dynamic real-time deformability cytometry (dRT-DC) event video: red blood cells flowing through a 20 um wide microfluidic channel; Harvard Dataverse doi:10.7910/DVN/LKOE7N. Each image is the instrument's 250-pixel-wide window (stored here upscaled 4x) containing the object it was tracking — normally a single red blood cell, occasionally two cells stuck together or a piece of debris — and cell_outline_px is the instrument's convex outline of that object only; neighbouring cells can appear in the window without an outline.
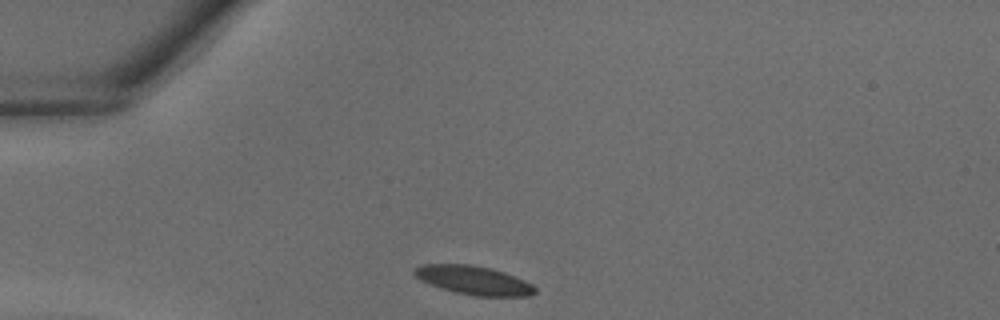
{"species": "common noctule bat (a hibernating species)", "species_latin": "Nyctalus noctula", "temperature_condition": "warm", "stored_images_in_passage": 29, "camera_frame_rate_fps": 3000, "um_per_image_px": 0.085, "animal": {"sex": "male", "body_mass_g": 18.8}, "frame": {"image": 1, "passage_image": 1, "time_ms": 0.0, "image_size_px": [1000, 320], "cell_outline_px": [[536, 292], [528, 296], [476, 296], [456, 292], [420, 280], [412, 272], [416, 268], [424, 264], [468, 264], [492, 268], [504, 272], [524, 280], [532, 284], [536, 288]], "centroid_in_image_um": [40.3, 23.81], "position_along_channel_um": 44.7, "area_um2": 19.94}}
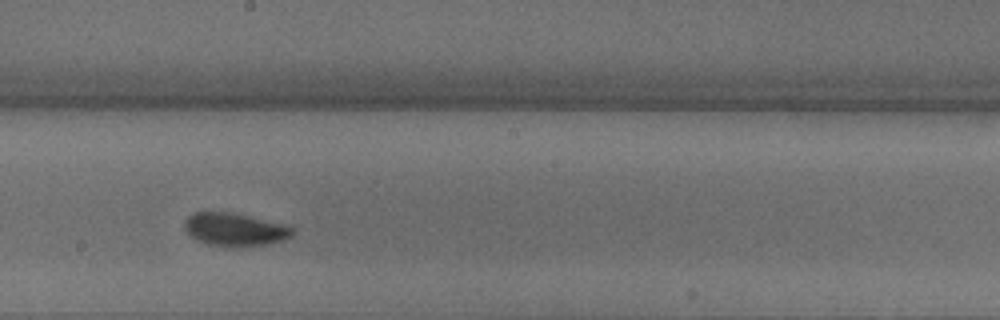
{"frame": {"image": 2, "passage_image": 13, "time_ms": 4.0, "image_size_px": [1000, 320], "cell_outline_px": [[296, 232], [292, 236], [284, 240], [264, 244], [240, 248], [208, 244], [192, 236], [184, 228], [184, 220], [192, 212], [228, 212], [292, 224], [296, 228]], "centroid_in_image_um": [20.06, 19.5], "position_along_channel_um": 228.1, "area_um2": 21.21}}
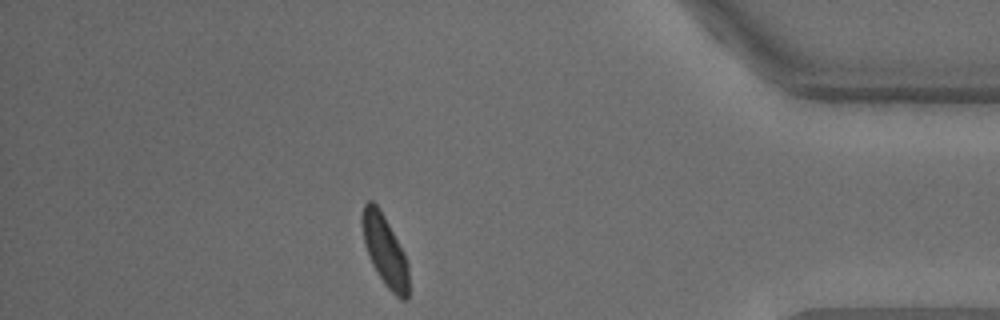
{"frame": {"image": 3, "passage_image": 25, "time_ms": 8.0, "image_size_px": [1000, 320], "cell_outline_px": [[408, 296], [404, 300], [400, 300], [384, 284], [376, 272], [368, 256], [364, 244], [360, 220], [364, 204], [368, 200], [372, 200], [380, 208], [404, 252], [408, 264]], "centroid_in_image_um": [32.69, 21.28], "position_along_channel_um": 402.5, "area_um2": 19.42}}